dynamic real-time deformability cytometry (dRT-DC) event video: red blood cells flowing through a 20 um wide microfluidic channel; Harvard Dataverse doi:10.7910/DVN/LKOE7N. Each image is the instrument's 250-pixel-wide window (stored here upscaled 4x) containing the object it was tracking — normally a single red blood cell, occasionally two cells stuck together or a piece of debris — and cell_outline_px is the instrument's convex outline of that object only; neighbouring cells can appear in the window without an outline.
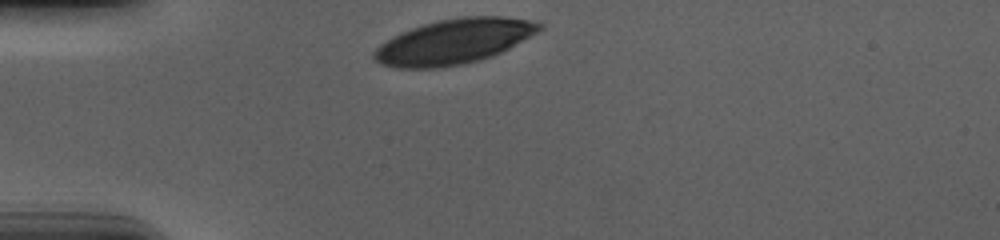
{"species": "human", "species_latin": "Homo sapiens", "temperature_condition": "cold", "stored_images_in_passage": 32, "camera_frame_rate_fps": 3000, "um_per_image_px": 0.085, "donor": {"sex": "male"}, "frame": {"image": 1, "passage_image": 1, "time_ms": 0.0, "image_size_px": [1000, 240], "cell_outline_px": [[544, 28], [508, 48], [492, 56], [480, 60], [460, 64], [436, 68], [396, 68], [380, 64], [372, 56], [372, 52], [380, 44], [392, 36], [400, 32], [424, 24], [440, 20], [464, 16], [500, 16], [528, 20], [544, 24]], "centroid_in_image_um": [38.54, 3.53], "position_along_channel_um": 46.5, "area_um2": 43.0}}
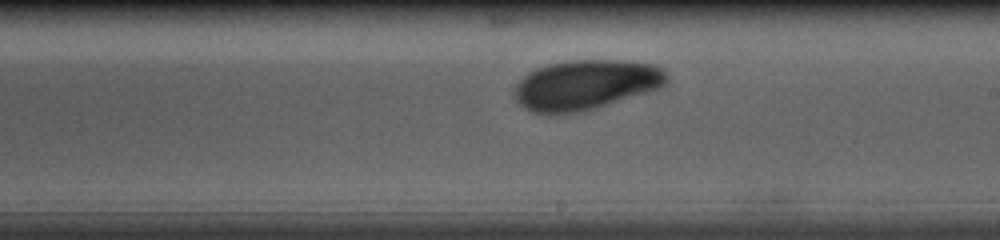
{"frame": {"image": 2, "passage_image": 19, "time_ms": 6.0, "image_size_px": [1000, 240], "cell_outline_px": [[668, 84], [660, 88], [648, 92], [584, 112], [552, 116], [544, 116], [532, 112], [524, 108], [512, 96], [512, 88], [528, 72], [536, 68], [548, 64], [572, 60], [616, 60], [656, 64], [668, 72]], "centroid_in_image_um": [49.76, 7.24], "position_along_channel_um": 239.2, "area_um2": 45.43}}
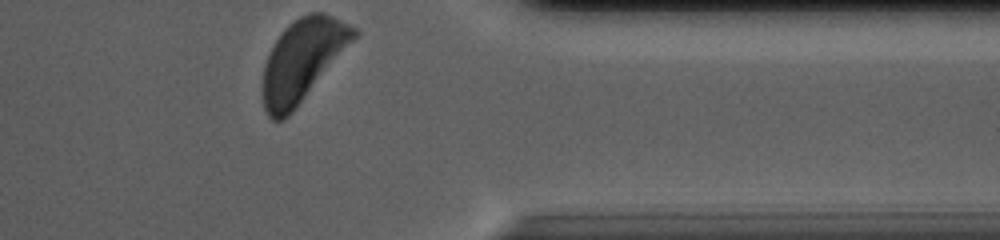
{"frame": {"image": 3, "passage_image": 32, "time_ms": 10.333, "image_size_px": [1000, 240], "cell_outline_px": [[360, 32], [292, 112], [284, 120], [272, 120], [268, 116], [264, 108], [260, 88], [264, 64], [280, 32], [288, 24], [300, 16], [308, 12], [324, 12], [356, 28]], "centroid_in_image_um": [25.65, 5.12], "position_along_channel_um": 385.7, "area_um2": 43.18}, "authors_computed_cell_mechanics": {"area_um2": 44.5927, "velocity_mm_per_s": 3.6335, "shape_relaxation_time_tau1_ms": 3.4702, "shape_relaxation_time_tau2_ms": null, "deformation_change_tau1": 0.1371, "deformation_change_tau2": null}}